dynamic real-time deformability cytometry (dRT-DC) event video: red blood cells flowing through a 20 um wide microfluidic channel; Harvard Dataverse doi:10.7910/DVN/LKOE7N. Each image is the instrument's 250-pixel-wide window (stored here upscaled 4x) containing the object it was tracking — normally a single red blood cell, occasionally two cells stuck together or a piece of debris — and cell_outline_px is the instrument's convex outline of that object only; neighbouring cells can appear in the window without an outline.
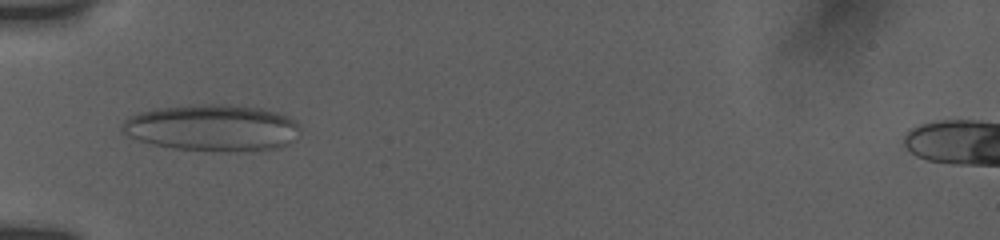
{"species": "human", "species_latin": "Homo sapiens", "temperature_condition": "room temperature", "stored_images_in_passage": 6, "camera_frame_rate_fps": 3000, "um_per_image_px": 0.085, "donor": {"sex": "female"}, "frame": {"image": 1, "passage_image": 4, "time_ms": 3.0, "image_size_px": [1000, 240], "cell_outline_px": [[300, 128], [280, 148], [260, 152], [220, 152], [176, 148], [152, 144], [128, 136], [120, 132], [120, 124], [124, 120], [140, 112], [156, 108], [200, 104], [228, 104], [260, 108], [276, 112], [288, 116]], "centroid_in_image_um": [18.0, 10.88], "position_along_channel_um": 67.0, "area_um2": 48.49}}
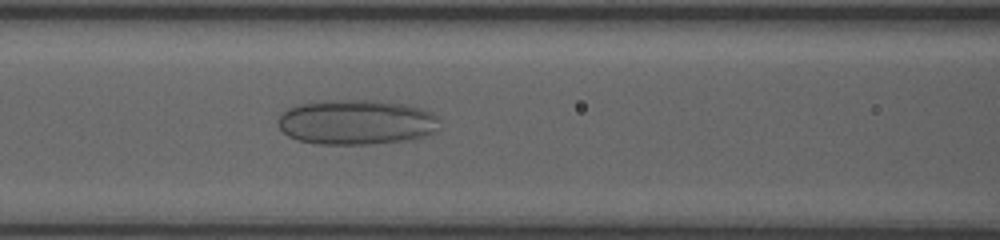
{"frame": {"image": 2, "passage_image": 6, "time_ms": 5.0, "image_size_px": [1000, 240], "cell_outline_px": [[432, 116], [428, 132], [420, 136], [400, 140], [368, 144], [320, 144], [300, 140], [288, 136], [280, 128], [280, 116], [288, 108], [300, 104], [324, 100], [376, 100], [404, 104], [428, 112]], "centroid_in_image_um": [30.09, 10.37], "position_along_channel_um": 136.5, "area_um2": 40.58}}